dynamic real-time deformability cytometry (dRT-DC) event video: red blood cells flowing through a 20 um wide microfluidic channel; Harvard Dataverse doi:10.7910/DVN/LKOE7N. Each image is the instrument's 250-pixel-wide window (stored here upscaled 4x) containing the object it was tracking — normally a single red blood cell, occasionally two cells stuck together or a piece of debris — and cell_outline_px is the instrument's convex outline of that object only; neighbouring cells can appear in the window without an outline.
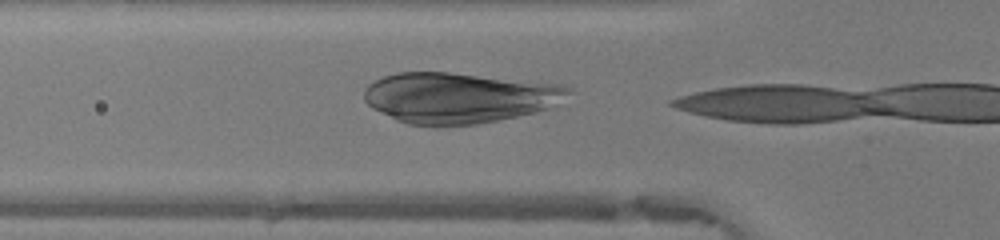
{"species": "human", "species_latin": "Homo sapiens", "temperature_condition": "warm", "stored_images_in_passage": 3, "camera_frame_rate_fps": 3000, "um_per_image_px": 0.085, "donor": {"sex": "female"}, "frame": {"image": 1, "passage_image": 2, "time_ms": 0.333, "image_size_px": [1000, 240], "cell_outline_px": [[572, 92], [548, 108], [516, 116], [476, 124], [440, 128], [436, 128], [408, 124], [396, 120], [372, 108], [364, 100], [364, 92], [368, 84], [384, 76], [396, 72], [448, 72], [556, 84], [568, 88]], "centroid_in_image_um": [38.89, 8.33], "position_along_channel_um": 86.9, "area_um2": 60.05}}